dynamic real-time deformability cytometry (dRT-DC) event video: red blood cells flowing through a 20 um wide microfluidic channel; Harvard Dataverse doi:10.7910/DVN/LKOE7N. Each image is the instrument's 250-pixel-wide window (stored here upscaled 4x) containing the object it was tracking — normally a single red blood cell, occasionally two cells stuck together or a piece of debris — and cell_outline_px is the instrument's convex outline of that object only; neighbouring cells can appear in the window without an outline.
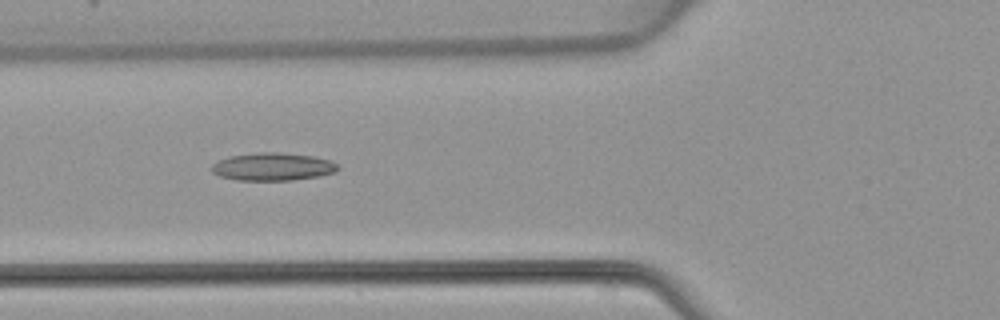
{"species": "common noctule bat (a hibernating species)", "species_latin": "Nyctalus noctula", "temperature_condition": "warm", "stored_images_in_passage": 7, "camera_frame_rate_fps": 3000, "um_per_image_px": 0.085, "animal": {"sex": "female", "body_mass_g": 22.7, "forearm_length_mm": 54.2}, "frame": {"image": 1, "passage_image": 5, "time_ms": 5.667, "image_size_px": [1000, 320], "cell_outline_px": [[340, 168], [336, 172], [320, 176], [292, 180], [236, 180], [220, 176], [212, 172], [212, 164], [216, 160], [228, 156], [260, 152], [276, 152], [312, 156], [332, 160]], "centroid_in_image_um": [23.18, 14.17], "position_along_channel_um": 102.6, "area_um2": 20.58}}
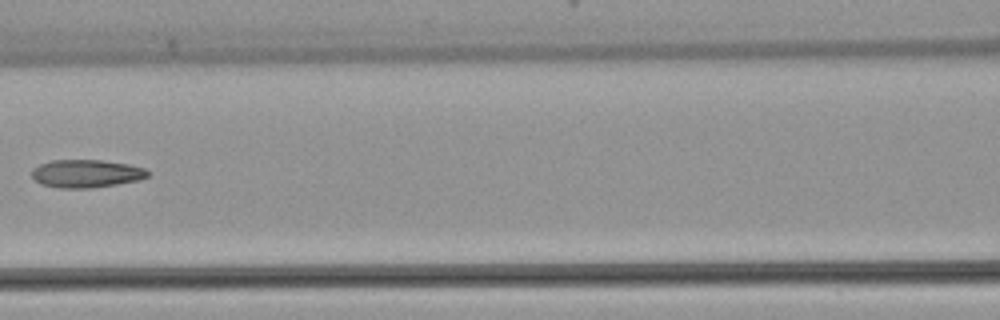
{"frame": {"image": 2, "passage_image": 6, "time_ms": 7.0, "image_size_px": [1000, 320], "cell_outline_px": [[152, 172], [148, 176], [140, 180], [92, 188], [60, 188], [40, 184], [32, 180], [32, 168], [40, 164], [52, 160], [100, 160], [128, 164], [144, 168]], "centroid_in_image_um": [7.32, 14.76], "position_along_channel_um": 159.3, "area_um2": 19.07}}
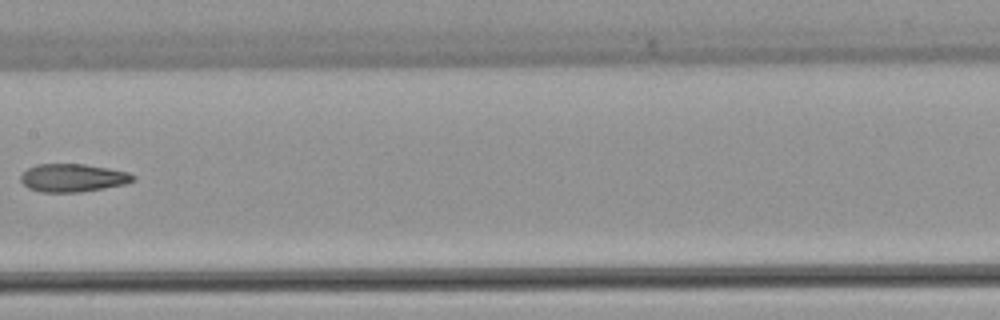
{"frame": {"image": 3, "passage_image": 7, "time_ms": 8.0, "image_size_px": [1000, 320], "cell_outline_px": [[136, 180], [124, 184], [104, 188], [80, 192], [40, 192], [28, 188], [20, 180], [20, 176], [28, 168], [36, 164], [84, 164], [108, 168], [128, 172], [136, 176]], "centroid_in_image_um": [6.19, 15.11], "position_along_channel_um": 201.2, "area_um2": 18.38}}